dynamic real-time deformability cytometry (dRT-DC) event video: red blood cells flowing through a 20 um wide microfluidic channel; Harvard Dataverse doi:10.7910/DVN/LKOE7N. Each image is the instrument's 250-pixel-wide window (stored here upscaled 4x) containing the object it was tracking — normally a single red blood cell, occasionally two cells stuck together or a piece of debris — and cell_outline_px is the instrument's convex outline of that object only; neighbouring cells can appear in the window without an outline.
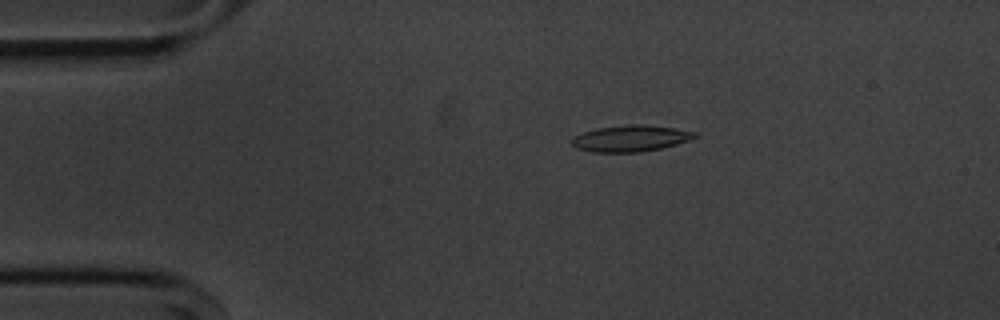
{"species": "common noctule bat (a hibernating species)", "species_latin": "Nyctalus noctula", "temperature_condition": "cold", "stored_images_in_passage": 45, "camera_frame_rate_fps": 3000, "um_per_image_px": 0.085, "animal": {"sex": "male", "body_mass_g": 20.1, "forearm_length_mm": 53.5}, "frame": {"image": 1, "passage_image": 1, "time_ms": 0.0, "image_size_px": [1000, 320], "cell_outline_px": [[700, 136], [676, 144], [660, 148], [640, 152], [592, 152], [576, 148], [568, 140], [584, 132], [596, 128], [632, 124], [636, 124], [676, 128], [696, 132]], "centroid_in_image_um": [53.59, 11.76], "position_along_channel_um": 31.4, "area_um2": 18.79}}
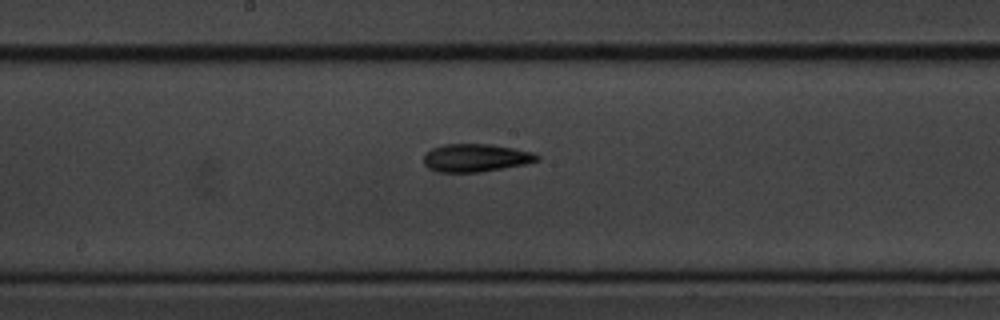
{"frame": {"image": 2, "passage_image": 19, "time_ms": 6.0, "image_size_px": [1000, 320], "cell_outline_px": [[540, 160], [524, 164], [476, 172], [436, 172], [428, 168], [424, 164], [424, 156], [432, 148], [444, 144], [492, 144], [532, 152], [540, 156]], "centroid_in_image_um": [40.41, 13.41], "position_along_channel_um": 207.8, "area_um2": 18.26}}
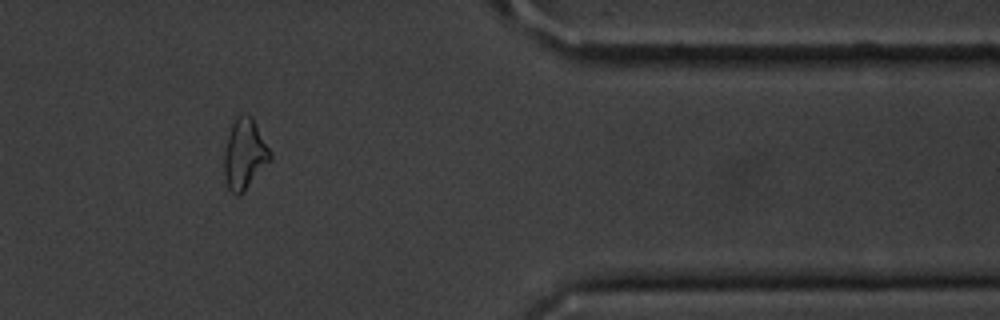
{"frame": {"image": 3, "passage_image": 36, "time_ms": 11.667, "image_size_px": [1000, 320], "cell_outline_px": [[272, 160], [244, 192], [240, 196], [236, 196], [228, 188], [224, 176], [224, 148], [232, 124], [236, 116], [252, 116], [272, 156]], "centroid_in_image_um": [20.78, 13.16], "position_along_channel_um": 390.6, "area_um2": 18.84}, "authors_computed_cell_mechanics": {"area_um2": 18.2648, "velocity_mm_per_s": 3.6361, "shape_relaxation_time_tau1_ms": 4.4399, "shape_relaxation_time_tau2_ms": 4.7521, "deformation_change_tau1": 0.1253, "deformation_change_tau2": 0.1328}}